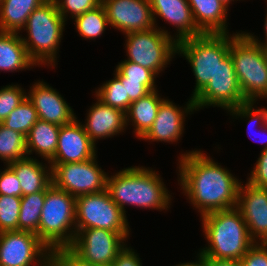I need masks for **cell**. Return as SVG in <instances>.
<instances>
[{
  "label": "cell",
  "mask_w": 267,
  "mask_h": 266,
  "mask_svg": "<svg viewBox=\"0 0 267 266\" xmlns=\"http://www.w3.org/2000/svg\"><path fill=\"white\" fill-rule=\"evenodd\" d=\"M178 164L181 190L201 216L236 207L241 182L229 170L200 150L181 154Z\"/></svg>",
  "instance_id": "cell-1"
},
{
  "label": "cell",
  "mask_w": 267,
  "mask_h": 266,
  "mask_svg": "<svg viewBox=\"0 0 267 266\" xmlns=\"http://www.w3.org/2000/svg\"><path fill=\"white\" fill-rule=\"evenodd\" d=\"M106 190L112 201L124 212L125 205L156 210H167L171 204L162 177L153 169L128 167L107 178Z\"/></svg>",
  "instance_id": "cell-2"
},
{
  "label": "cell",
  "mask_w": 267,
  "mask_h": 266,
  "mask_svg": "<svg viewBox=\"0 0 267 266\" xmlns=\"http://www.w3.org/2000/svg\"><path fill=\"white\" fill-rule=\"evenodd\" d=\"M201 219L204 238L209 243L199 252L205 258L241 260L255 243L236 207L209 212Z\"/></svg>",
  "instance_id": "cell-3"
},
{
  "label": "cell",
  "mask_w": 267,
  "mask_h": 266,
  "mask_svg": "<svg viewBox=\"0 0 267 266\" xmlns=\"http://www.w3.org/2000/svg\"><path fill=\"white\" fill-rule=\"evenodd\" d=\"M65 22L54 0H46L29 15L23 28L28 33L27 38L21 39L37 65L55 67Z\"/></svg>",
  "instance_id": "cell-4"
},
{
  "label": "cell",
  "mask_w": 267,
  "mask_h": 266,
  "mask_svg": "<svg viewBox=\"0 0 267 266\" xmlns=\"http://www.w3.org/2000/svg\"><path fill=\"white\" fill-rule=\"evenodd\" d=\"M237 33V34H236ZM230 34V56L244 98H267V51L246 32Z\"/></svg>",
  "instance_id": "cell-5"
},
{
  "label": "cell",
  "mask_w": 267,
  "mask_h": 266,
  "mask_svg": "<svg viewBox=\"0 0 267 266\" xmlns=\"http://www.w3.org/2000/svg\"><path fill=\"white\" fill-rule=\"evenodd\" d=\"M75 236L76 197L51 184L46 189L39 222V239L52 251L70 247Z\"/></svg>",
  "instance_id": "cell-6"
},
{
  "label": "cell",
  "mask_w": 267,
  "mask_h": 266,
  "mask_svg": "<svg viewBox=\"0 0 267 266\" xmlns=\"http://www.w3.org/2000/svg\"><path fill=\"white\" fill-rule=\"evenodd\" d=\"M229 51V34H202L177 43V53L189 62L196 78L192 99L208 85Z\"/></svg>",
  "instance_id": "cell-7"
},
{
  "label": "cell",
  "mask_w": 267,
  "mask_h": 266,
  "mask_svg": "<svg viewBox=\"0 0 267 266\" xmlns=\"http://www.w3.org/2000/svg\"><path fill=\"white\" fill-rule=\"evenodd\" d=\"M125 37L128 56L125 60L148 68L156 75H159L177 54L174 36L161 27L131 32Z\"/></svg>",
  "instance_id": "cell-8"
},
{
  "label": "cell",
  "mask_w": 267,
  "mask_h": 266,
  "mask_svg": "<svg viewBox=\"0 0 267 266\" xmlns=\"http://www.w3.org/2000/svg\"><path fill=\"white\" fill-rule=\"evenodd\" d=\"M128 224L126 215L112 201L106 189L76 197V230L105 229L118 232L127 239L131 230Z\"/></svg>",
  "instance_id": "cell-9"
},
{
  "label": "cell",
  "mask_w": 267,
  "mask_h": 266,
  "mask_svg": "<svg viewBox=\"0 0 267 266\" xmlns=\"http://www.w3.org/2000/svg\"><path fill=\"white\" fill-rule=\"evenodd\" d=\"M96 157L83 162L50 164L52 184L74 197L104 191L108 173L99 167Z\"/></svg>",
  "instance_id": "cell-10"
},
{
  "label": "cell",
  "mask_w": 267,
  "mask_h": 266,
  "mask_svg": "<svg viewBox=\"0 0 267 266\" xmlns=\"http://www.w3.org/2000/svg\"><path fill=\"white\" fill-rule=\"evenodd\" d=\"M43 259V260H42ZM50 266L51 250L28 231L0 233V266Z\"/></svg>",
  "instance_id": "cell-11"
},
{
  "label": "cell",
  "mask_w": 267,
  "mask_h": 266,
  "mask_svg": "<svg viewBox=\"0 0 267 266\" xmlns=\"http://www.w3.org/2000/svg\"><path fill=\"white\" fill-rule=\"evenodd\" d=\"M246 101L230 53L217 66V72L208 85L193 99L196 110L218 106L229 111Z\"/></svg>",
  "instance_id": "cell-12"
},
{
  "label": "cell",
  "mask_w": 267,
  "mask_h": 266,
  "mask_svg": "<svg viewBox=\"0 0 267 266\" xmlns=\"http://www.w3.org/2000/svg\"><path fill=\"white\" fill-rule=\"evenodd\" d=\"M126 238L118 232L99 228L76 230L70 248L83 260L95 266H110L126 247Z\"/></svg>",
  "instance_id": "cell-13"
},
{
  "label": "cell",
  "mask_w": 267,
  "mask_h": 266,
  "mask_svg": "<svg viewBox=\"0 0 267 266\" xmlns=\"http://www.w3.org/2000/svg\"><path fill=\"white\" fill-rule=\"evenodd\" d=\"M108 24L125 35L155 27L149 0H101Z\"/></svg>",
  "instance_id": "cell-14"
},
{
  "label": "cell",
  "mask_w": 267,
  "mask_h": 266,
  "mask_svg": "<svg viewBox=\"0 0 267 266\" xmlns=\"http://www.w3.org/2000/svg\"><path fill=\"white\" fill-rule=\"evenodd\" d=\"M236 208L242 214L252 240L267 243V188L241 183Z\"/></svg>",
  "instance_id": "cell-15"
},
{
  "label": "cell",
  "mask_w": 267,
  "mask_h": 266,
  "mask_svg": "<svg viewBox=\"0 0 267 266\" xmlns=\"http://www.w3.org/2000/svg\"><path fill=\"white\" fill-rule=\"evenodd\" d=\"M96 149V145L91 141L82 123L76 118L71 123L60 126L56 153L47 164L90 160L96 156Z\"/></svg>",
  "instance_id": "cell-16"
},
{
  "label": "cell",
  "mask_w": 267,
  "mask_h": 266,
  "mask_svg": "<svg viewBox=\"0 0 267 266\" xmlns=\"http://www.w3.org/2000/svg\"><path fill=\"white\" fill-rule=\"evenodd\" d=\"M194 110L196 111V108L191 97L186 107L182 108V110L181 107L178 105L176 106L173 101L164 99L159 106L152 127L141 139L145 141L151 140L152 142H177L184 132L185 116H187L188 113L191 114V112L193 114Z\"/></svg>",
  "instance_id": "cell-17"
},
{
  "label": "cell",
  "mask_w": 267,
  "mask_h": 266,
  "mask_svg": "<svg viewBox=\"0 0 267 266\" xmlns=\"http://www.w3.org/2000/svg\"><path fill=\"white\" fill-rule=\"evenodd\" d=\"M27 99L35 107L40 120L62 126L77 118L61 94L46 82H35Z\"/></svg>",
  "instance_id": "cell-18"
},
{
  "label": "cell",
  "mask_w": 267,
  "mask_h": 266,
  "mask_svg": "<svg viewBox=\"0 0 267 266\" xmlns=\"http://www.w3.org/2000/svg\"><path fill=\"white\" fill-rule=\"evenodd\" d=\"M152 9L155 27L157 16L161 17L166 22L174 25L177 29V34L174 35V40L178 43L184 39L202 35L196 27L192 10L188 0H149ZM157 15V16H156Z\"/></svg>",
  "instance_id": "cell-19"
},
{
  "label": "cell",
  "mask_w": 267,
  "mask_h": 266,
  "mask_svg": "<svg viewBox=\"0 0 267 266\" xmlns=\"http://www.w3.org/2000/svg\"><path fill=\"white\" fill-rule=\"evenodd\" d=\"M88 110L84 130L96 145V140L113 137L126 128L125 112L105 105L99 99Z\"/></svg>",
  "instance_id": "cell-20"
},
{
  "label": "cell",
  "mask_w": 267,
  "mask_h": 266,
  "mask_svg": "<svg viewBox=\"0 0 267 266\" xmlns=\"http://www.w3.org/2000/svg\"><path fill=\"white\" fill-rule=\"evenodd\" d=\"M20 181L22 196L46 190L52 184V167L27 156L7 165ZM48 167V168H47Z\"/></svg>",
  "instance_id": "cell-21"
},
{
  "label": "cell",
  "mask_w": 267,
  "mask_h": 266,
  "mask_svg": "<svg viewBox=\"0 0 267 266\" xmlns=\"http://www.w3.org/2000/svg\"><path fill=\"white\" fill-rule=\"evenodd\" d=\"M196 27L202 34H229L228 9L219 0H188Z\"/></svg>",
  "instance_id": "cell-22"
},
{
  "label": "cell",
  "mask_w": 267,
  "mask_h": 266,
  "mask_svg": "<svg viewBox=\"0 0 267 266\" xmlns=\"http://www.w3.org/2000/svg\"><path fill=\"white\" fill-rule=\"evenodd\" d=\"M163 100L164 98H160L156 89L130 104L125 113L126 127L132 122L131 125L135 127L133 132L137 138L141 139L152 127Z\"/></svg>",
  "instance_id": "cell-23"
},
{
  "label": "cell",
  "mask_w": 267,
  "mask_h": 266,
  "mask_svg": "<svg viewBox=\"0 0 267 266\" xmlns=\"http://www.w3.org/2000/svg\"><path fill=\"white\" fill-rule=\"evenodd\" d=\"M32 66L37 65L29 57L21 34L0 31V71L13 72Z\"/></svg>",
  "instance_id": "cell-24"
},
{
  "label": "cell",
  "mask_w": 267,
  "mask_h": 266,
  "mask_svg": "<svg viewBox=\"0 0 267 266\" xmlns=\"http://www.w3.org/2000/svg\"><path fill=\"white\" fill-rule=\"evenodd\" d=\"M59 132V125L38 119L26 136L28 156L34 151L49 162L56 153Z\"/></svg>",
  "instance_id": "cell-25"
},
{
  "label": "cell",
  "mask_w": 267,
  "mask_h": 266,
  "mask_svg": "<svg viewBox=\"0 0 267 266\" xmlns=\"http://www.w3.org/2000/svg\"><path fill=\"white\" fill-rule=\"evenodd\" d=\"M46 0H1L0 31L20 33L29 15Z\"/></svg>",
  "instance_id": "cell-26"
},
{
  "label": "cell",
  "mask_w": 267,
  "mask_h": 266,
  "mask_svg": "<svg viewBox=\"0 0 267 266\" xmlns=\"http://www.w3.org/2000/svg\"><path fill=\"white\" fill-rule=\"evenodd\" d=\"M46 190L21 197L18 231L35 233L39 237V222Z\"/></svg>",
  "instance_id": "cell-27"
},
{
  "label": "cell",
  "mask_w": 267,
  "mask_h": 266,
  "mask_svg": "<svg viewBox=\"0 0 267 266\" xmlns=\"http://www.w3.org/2000/svg\"><path fill=\"white\" fill-rule=\"evenodd\" d=\"M28 156L26 137L0 123V159L8 165Z\"/></svg>",
  "instance_id": "cell-28"
},
{
  "label": "cell",
  "mask_w": 267,
  "mask_h": 266,
  "mask_svg": "<svg viewBox=\"0 0 267 266\" xmlns=\"http://www.w3.org/2000/svg\"><path fill=\"white\" fill-rule=\"evenodd\" d=\"M77 32L86 39L100 37L105 32L108 21L102 4L74 18Z\"/></svg>",
  "instance_id": "cell-29"
},
{
  "label": "cell",
  "mask_w": 267,
  "mask_h": 266,
  "mask_svg": "<svg viewBox=\"0 0 267 266\" xmlns=\"http://www.w3.org/2000/svg\"><path fill=\"white\" fill-rule=\"evenodd\" d=\"M96 99H99L105 105L117 108L127 112L132 103L129 97H126L125 84L114 75V78L106 81L100 88L95 91Z\"/></svg>",
  "instance_id": "cell-30"
},
{
  "label": "cell",
  "mask_w": 267,
  "mask_h": 266,
  "mask_svg": "<svg viewBox=\"0 0 267 266\" xmlns=\"http://www.w3.org/2000/svg\"><path fill=\"white\" fill-rule=\"evenodd\" d=\"M38 119L35 107L26 97V99L8 115L2 124L7 128L22 133L26 137L31 127Z\"/></svg>",
  "instance_id": "cell-31"
},
{
  "label": "cell",
  "mask_w": 267,
  "mask_h": 266,
  "mask_svg": "<svg viewBox=\"0 0 267 266\" xmlns=\"http://www.w3.org/2000/svg\"><path fill=\"white\" fill-rule=\"evenodd\" d=\"M256 103V101H246L245 103L230 109L228 112H230V115L232 116H236V118L240 117V118H246V120L248 121V126L250 127V125L253 124L254 125H258V129L260 128V130H262L263 134H267V108H258V109H254L255 106L254 104ZM232 113V114H231ZM238 116V117H237ZM248 118V119H247ZM248 127V130L251 129ZM265 132V133H264ZM266 138V136H264ZM254 141H256L254 139ZM267 138L258 142L261 143H266L265 147L263 148V150L267 149Z\"/></svg>",
  "instance_id": "cell-32"
},
{
  "label": "cell",
  "mask_w": 267,
  "mask_h": 266,
  "mask_svg": "<svg viewBox=\"0 0 267 266\" xmlns=\"http://www.w3.org/2000/svg\"><path fill=\"white\" fill-rule=\"evenodd\" d=\"M21 197L0 195V233L18 231Z\"/></svg>",
  "instance_id": "cell-33"
},
{
  "label": "cell",
  "mask_w": 267,
  "mask_h": 266,
  "mask_svg": "<svg viewBox=\"0 0 267 266\" xmlns=\"http://www.w3.org/2000/svg\"><path fill=\"white\" fill-rule=\"evenodd\" d=\"M126 80L140 81L150 91L156 90L155 78L157 75L148 68L142 67L134 62L124 60L115 68Z\"/></svg>",
  "instance_id": "cell-34"
},
{
  "label": "cell",
  "mask_w": 267,
  "mask_h": 266,
  "mask_svg": "<svg viewBox=\"0 0 267 266\" xmlns=\"http://www.w3.org/2000/svg\"><path fill=\"white\" fill-rule=\"evenodd\" d=\"M27 97V93L19 85H7L0 89V123L20 105Z\"/></svg>",
  "instance_id": "cell-35"
},
{
  "label": "cell",
  "mask_w": 267,
  "mask_h": 266,
  "mask_svg": "<svg viewBox=\"0 0 267 266\" xmlns=\"http://www.w3.org/2000/svg\"><path fill=\"white\" fill-rule=\"evenodd\" d=\"M57 6V10L67 21L66 17L70 13L71 18L75 17L92 10L101 4V0H54ZM67 14V15H66Z\"/></svg>",
  "instance_id": "cell-36"
},
{
  "label": "cell",
  "mask_w": 267,
  "mask_h": 266,
  "mask_svg": "<svg viewBox=\"0 0 267 266\" xmlns=\"http://www.w3.org/2000/svg\"><path fill=\"white\" fill-rule=\"evenodd\" d=\"M50 266H95L79 257L70 247L51 251Z\"/></svg>",
  "instance_id": "cell-37"
},
{
  "label": "cell",
  "mask_w": 267,
  "mask_h": 266,
  "mask_svg": "<svg viewBox=\"0 0 267 266\" xmlns=\"http://www.w3.org/2000/svg\"><path fill=\"white\" fill-rule=\"evenodd\" d=\"M0 195L22 197L20 181L8 166L0 171Z\"/></svg>",
  "instance_id": "cell-38"
},
{
  "label": "cell",
  "mask_w": 267,
  "mask_h": 266,
  "mask_svg": "<svg viewBox=\"0 0 267 266\" xmlns=\"http://www.w3.org/2000/svg\"><path fill=\"white\" fill-rule=\"evenodd\" d=\"M240 261L242 266H267V243H254Z\"/></svg>",
  "instance_id": "cell-39"
},
{
  "label": "cell",
  "mask_w": 267,
  "mask_h": 266,
  "mask_svg": "<svg viewBox=\"0 0 267 266\" xmlns=\"http://www.w3.org/2000/svg\"><path fill=\"white\" fill-rule=\"evenodd\" d=\"M247 180L251 185L267 188V149L261 151V154Z\"/></svg>",
  "instance_id": "cell-40"
},
{
  "label": "cell",
  "mask_w": 267,
  "mask_h": 266,
  "mask_svg": "<svg viewBox=\"0 0 267 266\" xmlns=\"http://www.w3.org/2000/svg\"><path fill=\"white\" fill-rule=\"evenodd\" d=\"M114 72V75L121 83L125 84L126 97H129L131 102L137 101L151 92L144 84H141L140 81L126 80L117 70Z\"/></svg>",
  "instance_id": "cell-41"
},
{
  "label": "cell",
  "mask_w": 267,
  "mask_h": 266,
  "mask_svg": "<svg viewBox=\"0 0 267 266\" xmlns=\"http://www.w3.org/2000/svg\"><path fill=\"white\" fill-rule=\"evenodd\" d=\"M141 258L130 247H125L110 266H142Z\"/></svg>",
  "instance_id": "cell-42"
},
{
  "label": "cell",
  "mask_w": 267,
  "mask_h": 266,
  "mask_svg": "<svg viewBox=\"0 0 267 266\" xmlns=\"http://www.w3.org/2000/svg\"><path fill=\"white\" fill-rule=\"evenodd\" d=\"M207 266H242L240 260L206 258Z\"/></svg>",
  "instance_id": "cell-43"
},
{
  "label": "cell",
  "mask_w": 267,
  "mask_h": 266,
  "mask_svg": "<svg viewBox=\"0 0 267 266\" xmlns=\"http://www.w3.org/2000/svg\"><path fill=\"white\" fill-rule=\"evenodd\" d=\"M176 266H207V263L205 256L199 253L196 262L182 263V264H177Z\"/></svg>",
  "instance_id": "cell-44"
},
{
  "label": "cell",
  "mask_w": 267,
  "mask_h": 266,
  "mask_svg": "<svg viewBox=\"0 0 267 266\" xmlns=\"http://www.w3.org/2000/svg\"><path fill=\"white\" fill-rule=\"evenodd\" d=\"M266 16V19H265V22H264V31H265V37H266V40H263L264 42H261V40H258V37L255 38L254 34H250L247 32V34L255 41L257 42L264 50L267 51V14L265 15Z\"/></svg>",
  "instance_id": "cell-45"
},
{
  "label": "cell",
  "mask_w": 267,
  "mask_h": 266,
  "mask_svg": "<svg viewBox=\"0 0 267 266\" xmlns=\"http://www.w3.org/2000/svg\"><path fill=\"white\" fill-rule=\"evenodd\" d=\"M223 5H225L227 8L229 7L230 3L234 0H219Z\"/></svg>",
  "instance_id": "cell-46"
}]
</instances>
